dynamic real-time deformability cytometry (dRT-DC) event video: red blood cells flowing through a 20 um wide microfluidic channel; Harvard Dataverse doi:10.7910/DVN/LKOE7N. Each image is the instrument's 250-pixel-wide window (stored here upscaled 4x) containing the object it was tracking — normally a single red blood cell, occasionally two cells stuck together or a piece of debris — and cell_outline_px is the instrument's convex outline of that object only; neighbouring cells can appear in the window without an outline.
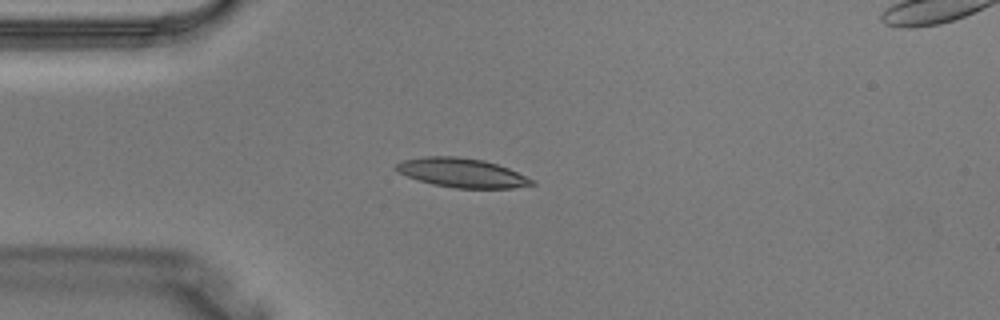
{"species": "Egyptian fruit bat (a non-hibernating species)", "species_latin": "Rousettus aegyptiacus", "temperature_condition": "warm", "stored_images_in_passage": 2, "camera_frame_rate_fps": 3000, "um_per_image_px": 0.085, "animal": {"sex": "male"}, "frame": {"image": 1, "passage_image": 2, "time_ms": 0.333, "image_size_px": [1000, 320], "cell_outline_px": [[536, 184], [512, 188], [456, 188], [432, 184], [408, 176], [392, 168], [400, 160], [424, 156], [456, 156], [484, 160], [508, 168], [536, 180]], "centroid_in_image_um": [39.26, 14.68], "position_along_channel_um": 45.7, "area_um2": 23.12}}